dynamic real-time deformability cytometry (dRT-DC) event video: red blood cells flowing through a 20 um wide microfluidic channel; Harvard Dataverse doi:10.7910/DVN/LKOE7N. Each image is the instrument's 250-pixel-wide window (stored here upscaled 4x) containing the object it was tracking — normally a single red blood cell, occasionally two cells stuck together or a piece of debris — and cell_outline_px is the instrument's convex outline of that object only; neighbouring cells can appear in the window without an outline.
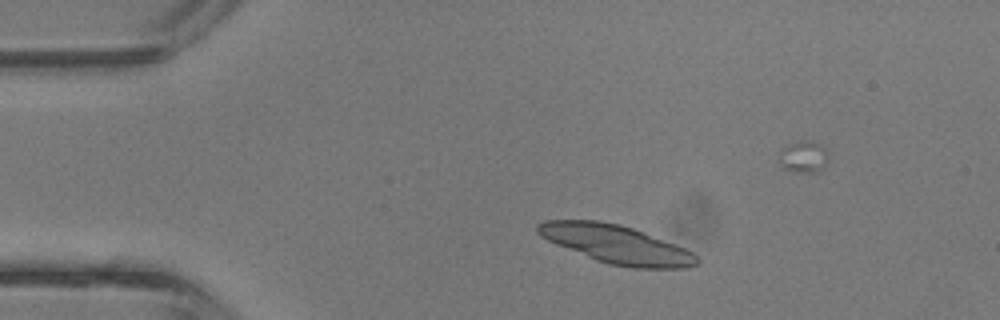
{"species": "common noctule bat (a hibernating species)", "species_latin": "Nyctalus noctula", "temperature_condition": "room temperature", "stored_images_in_passage": 39, "segment_of_instrument_passage": [1, 2], "camera_frame_rate_fps": 3000, "um_per_image_px": 0.085, "animal": {"sex": "male", "body_mass_g": 13.3}, "frame": {"image": 1, "passage_image": 5, "time_ms": 1.333, "image_size_px": [1000, 320], "cell_outline_px": [[700, 260], [696, 264], [688, 268], [632, 268], [608, 264], [596, 260], [556, 244], [540, 236], [536, 232], [536, 224], [544, 220], [596, 220], [620, 224], [644, 232], [684, 248], [692, 252]], "centroid_in_image_um": [52.35, 20.76], "position_along_channel_um": 32.6, "area_um2": 35.43}}